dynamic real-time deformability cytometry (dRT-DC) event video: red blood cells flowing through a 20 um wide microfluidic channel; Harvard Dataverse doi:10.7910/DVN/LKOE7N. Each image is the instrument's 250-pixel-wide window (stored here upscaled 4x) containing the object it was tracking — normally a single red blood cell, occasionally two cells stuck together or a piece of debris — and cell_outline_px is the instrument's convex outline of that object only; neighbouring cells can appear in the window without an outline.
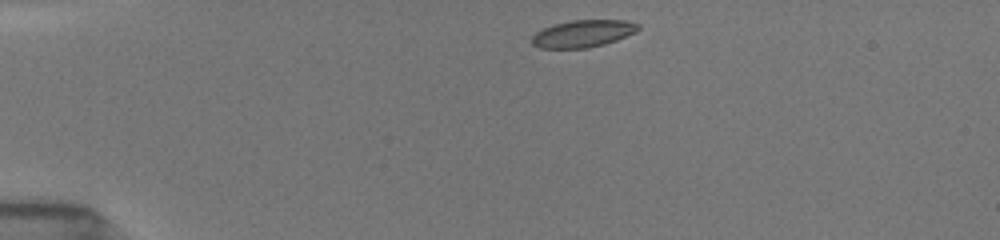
{"species": "common noctule bat (a hibernating species)", "species_latin": "Nyctalus noctula", "temperature_condition": "room temperature", "stored_images_in_passage": 42, "camera_frame_rate_fps": 3000, "um_per_image_px": 0.085, "animal": {"sex": "female", "body_mass_g": 19.5, "forearm_length_mm": 54.1}, "frame": {"image": 1, "passage_image": 1, "time_ms": 0.0, "image_size_px": [1000, 240], "cell_outline_px": [[640, 28], [636, 32], [616, 40], [604, 44], [588, 48], [540, 48], [532, 44], [532, 36], [536, 32], [552, 24], [572, 20], [624, 20], [640, 24]], "centroid_in_image_um": [49.56, 2.85], "position_along_channel_um": 35.4, "area_um2": 16.88}}
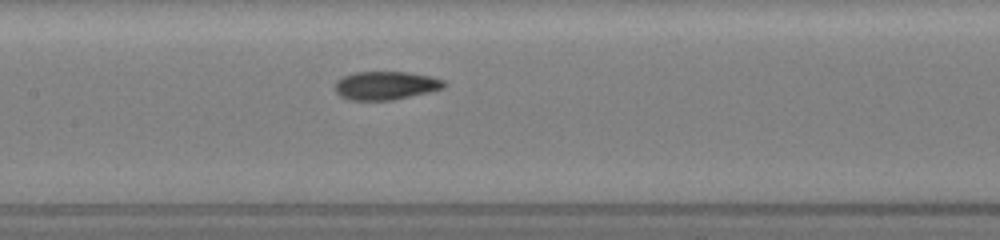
{"frame": {"image": 2, "passage_image": 16, "time_ms": 5.0, "image_size_px": [1000, 240], "cell_outline_px": [[448, 84], [444, 88], [428, 92], [392, 100], [348, 100], [340, 96], [332, 88], [336, 80], [344, 76], [356, 72], [408, 72], [432, 76], [444, 80]], "centroid_in_image_um": [32.77, 7.27], "position_along_channel_um": 174.6, "area_um2": 18.26}}
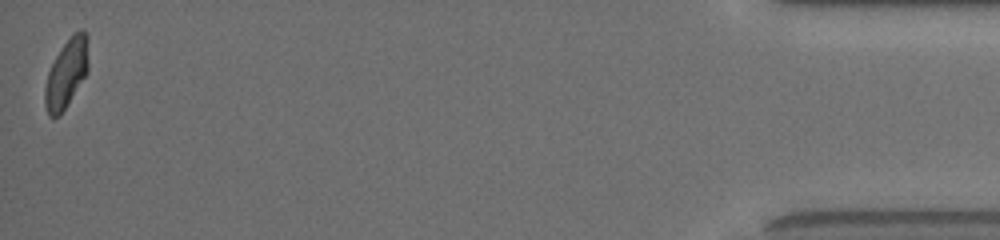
{"frame": {"image": 3, "passage_image": 42, "time_ms": 13.667, "image_size_px": [1000, 240], "cell_outline_px": [[88, 72], [60, 116], [48, 116], [44, 104], [44, 88], [48, 72], [56, 56], [64, 44], [80, 28], [84, 28], [88, 36]], "centroid_in_image_um": [5.66, 6.24], "position_along_channel_um": 429.5, "area_um2": 17.46}, "authors_computed_cell_mechanics": {"area_um2": 17.8024, "velocity_mm_per_s": 3.9029, "shape_relaxation_time_tau1_ms": 4.6521, "shape_relaxation_time_tau2_ms": 1.5946, "deformation_change_tau1": 0.1403, "deformation_change_tau2": 0.0606}}